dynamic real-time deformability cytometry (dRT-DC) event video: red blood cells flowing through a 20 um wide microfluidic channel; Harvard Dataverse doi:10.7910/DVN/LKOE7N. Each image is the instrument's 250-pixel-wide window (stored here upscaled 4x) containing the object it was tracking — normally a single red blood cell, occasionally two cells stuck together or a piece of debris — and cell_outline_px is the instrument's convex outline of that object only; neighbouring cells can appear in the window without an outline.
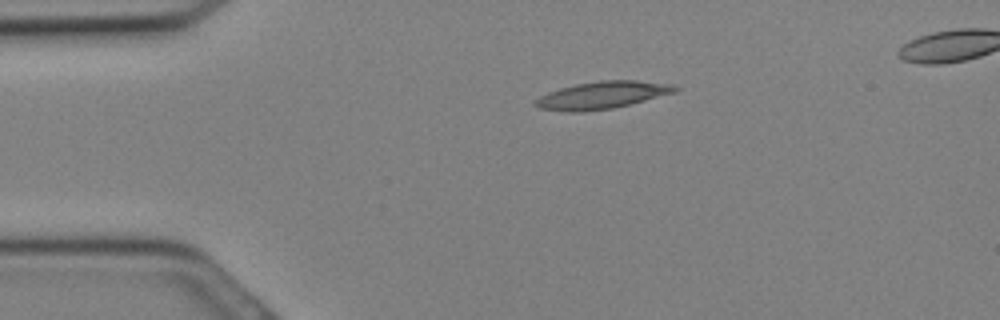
{"species": "Egyptian fruit bat (a non-hibernating species)", "species_latin": "Rousettus aegyptiacus", "temperature_condition": "cold", "stored_images_in_passage": 30, "camera_frame_rate_fps": 3000, "um_per_image_px": 0.085, "animal": {"sex": "female"}, "frame": {"image": 1, "passage_image": 6, "time_ms": 1.667, "image_size_px": [1000, 320], "cell_outline_px": [[680, 88], [676, 92], [612, 108], [584, 112], [568, 112], [540, 108], [532, 104], [532, 100], [548, 92], [560, 88], [576, 84], [600, 80], [636, 80], [672, 84]], "centroid_in_image_um": [51.14, 8.08], "position_along_channel_um": 33.9, "area_um2": 22.25}}
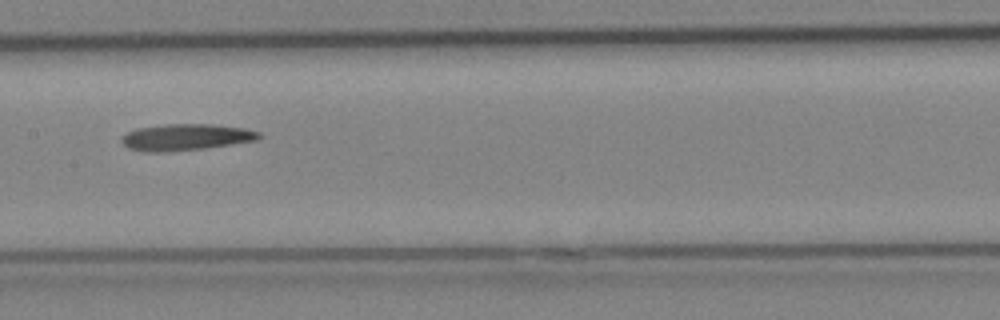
{"frame": {"image": 2, "passage_image": 15, "time_ms": 4.667, "image_size_px": [1000, 320], "cell_outline_px": [[264, 136], [256, 140], [204, 148], [164, 152], [144, 152], [128, 148], [120, 140], [128, 132], [136, 128], [168, 124], [212, 124], [244, 128], [260, 132]], "centroid_in_image_um": [15.8, 11.66], "position_along_channel_um": 191.6, "area_um2": 21.1}}
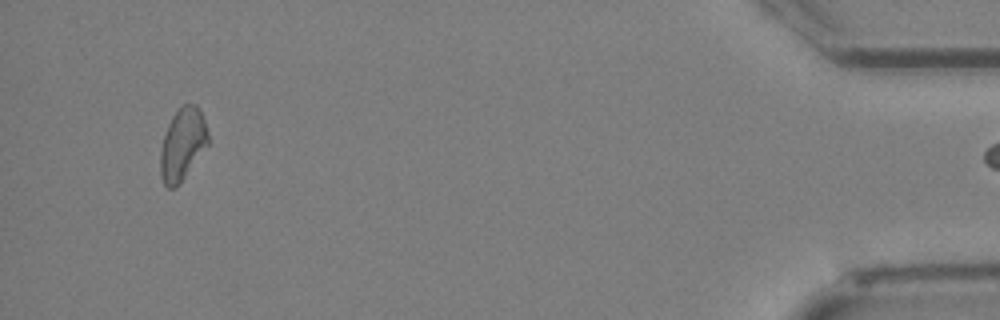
{"frame": {"image": 3, "passage_image": 29, "time_ms": 9.333, "image_size_px": [1000, 320], "cell_outline_px": [[208, 144], [180, 184], [176, 188], [168, 188], [164, 184], [160, 176], [160, 148], [168, 124], [172, 116], [180, 104], [196, 104], [204, 120], [208, 132]], "centroid_in_image_um": [15.49, 12.27], "position_along_channel_um": 419.7, "area_um2": 20.17}}